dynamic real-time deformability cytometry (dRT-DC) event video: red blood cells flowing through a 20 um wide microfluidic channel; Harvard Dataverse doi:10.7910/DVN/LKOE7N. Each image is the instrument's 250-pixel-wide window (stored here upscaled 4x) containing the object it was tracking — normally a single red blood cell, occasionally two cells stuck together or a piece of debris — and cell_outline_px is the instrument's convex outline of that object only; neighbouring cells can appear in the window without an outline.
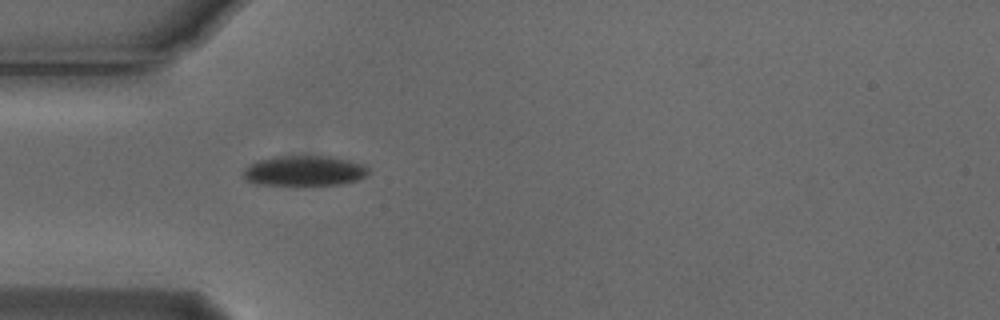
{"species": "Egyptian fruit bat (a non-hibernating species)", "species_latin": "Rousettus aegyptiacus", "temperature_condition": "cold", "stored_images_in_passage": 5, "camera_frame_rate_fps": 3000, "um_per_image_px": 0.085, "animal": {"sex": "male"}, "frame": {"image": 1, "passage_image": 5, "time_ms": 1.333, "image_size_px": [1000, 320], "cell_outline_px": [[368, 172], [364, 176], [356, 180], [340, 184], [304, 188], [300, 188], [256, 184], [244, 180], [244, 168], [248, 164], [256, 160], [276, 156], [328, 156], [348, 160], [364, 164], [368, 168]], "centroid_in_image_um": [25.79, 14.57], "position_along_channel_um": 59.2, "area_um2": 23.12}}